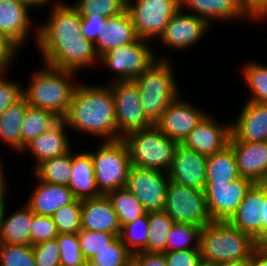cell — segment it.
Wrapping results in <instances>:
<instances>
[{"mask_svg":"<svg viewBox=\"0 0 267 266\" xmlns=\"http://www.w3.org/2000/svg\"><path fill=\"white\" fill-rule=\"evenodd\" d=\"M135 28L129 12L108 17L106 27H103L100 35L94 42V47L100 58L108 51L138 40Z\"/></svg>","mask_w":267,"mask_h":266,"instance_id":"obj_25","label":"cell"},{"mask_svg":"<svg viewBox=\"0 0 267 266\" xmlns=\"http://www.w3.org/2000/svg\"><path fill=\"white\" fill-rule=\"evenodd\" d=\"M36 266H59L60 249L57 239L48 240L32 246Z\"/></svg>","mask_w":267,"mask_h":266,"instance_id":"obj_45","label":"cell"},{"mask_svg":"<svg viewBox=\"0 0 267 266\" xmlns=\"http://www.w3.org/2000/svg\"><path fill=\"white\" fill-rule=\"evenodd\" d=\"M132 253L118 236L112 243L97 252L87 266H130Z\"/></svg>","mask_w":267,"mask_h":266,"instance_id":"obj_37","label":"cell"},{"mask_svg":"<svg viewBox=\"0 0 267 266\" xmlns=\"http://www.w3.org/2000/svg\"><path fill=\"white\" fill-rule=\"evenodd\" d=\"M43 65L44 67L33 72L27 87L22 88L23 98L28 105L49 110L63 119L69 110L72 94L78 84L73 83L78 72Z\"/></svg>","mask_w":267,"mask_h":266,"instance_id":"obj_3","label":"cell"},{"mask_svg":"<svg viewBox=\"0 0 267 266\" xmlns=\"http://www.w3.org/2000/svg\"><path fill=\"white\" fill-rule=\"evenodd\" d=\"M241 71L251 91L248 100L267 104V65L251 61L243 64Z\"/></svg>","mask_w":267,"mask_h":266,"instance_id":"obj_35","label":"cell"},{"mask_svg":"<svg viewBox=\"0 0 267 266\" xmlns=\"http://www.w3.org/2000/svg\"><path fill=\"white\" fill-rule=\"evenodd\" d=\"M73 6L81 16L112 17L126 11L127 0H77Z\"/></svg>","mask_w":267,"mask_h":266,"instance_id":"obj_40","label":"cell"},{"mask_svg":"<svg viewBox=\"0 0 267 266\" xmlns=\"http://www.w3.org/2000/svg\"><path fill=\"white\" fill-rule=\"evenodd\" d=\"M148 40L138 39L126 45L116 47L99 58L104 66L116 78L112 81L133 80L157 60V54Z\"/></svg>","mask_w":267,"mask_h":266,"instance_id":"obj_8","label":"cell"},{"mask_svg":"<svg viewBox=\"0 0 267 266\" xmlns=\"http://www.w3.org/2000/svg\"><path fill=\"white\" fill-rule=\"evenodd\" d=\"M235 120L231 121L232 141H267V104L247 101ZM234 121V122H233Z\"/></svg>","mask_w":267,"mask_h":266,"instance_id":"obj_20","label":"cell"},{"mask_svg":"<svg viewBox=\"0 0 267 266\" xmlns=\"http://www.w3.org/2000/svg\"><path fill=\"white\" fill-rule=\"evenodd\" d=\"M30 8L15 0H0V35L4 36L18 50L26 45L32 30L37 42L38 27L31 29ZM29 37V38H28Z\"/></svg>","mask_w":267,"mask_h":266,"instance_id":"obj_19","label":"cell"},{"mask_svg":"<svg viewBox=\"0 0 267 266\" xmlns=\"http://www.w3.org/2000/svg\"><path fill=\"white\" fill-rule=\"evenodd\" d=\"M106 196L117 214L121 228L147 213L126 187L110 191Z\"/></svg>","mask_w":267,"mask_h":266,"instance_id":"obj_34","label":"cell"},{"mask_svg":"<svg viewBox=\"0 0 267 266\" xmlns=\"http://www.w3.org/2000/svg\"><path fill=\"white\" fill-rule=\"evenodd\" d=\"M15 1L21 2L27 5L29 8L31 7L33 8V7H43L48 4L50 6V4L53 3V1L55 0H15Z\"/></svg>","mask_w":267,"mask_h":266,"instance_id":"obj_54","label":"cell"},{"mask_svg":"<svg viewBox=\"0 0 267 266\" xmlns=\"http://www.w3.org/2000/svg\"><path fill=\"white\" fill-rule=\"evenodd\" d=\"M179 8V0H127L126 10L138 38L153 41L164 33L170 18Z\"/></svg>","mask_w":267,"mask_h":266,"instance_id":"obj_10","label":"cell"},{"mask_svg":"<svg viewBox=\"0 0 267 266\" xmlns=\"http://www.w3.org/2000/svg\"><path fill=\"white\" fill-rule=\"evenodd\" d=\"M228 144L236 156L239 175L253 183H264L267 179V141H232L229 138Z\"/></svg>","mask_w":267,"mask_h":266,"instance_id":"obj_21","label":"cell"},{"mask_svg":"<svg viewBox=\"0 0 267 266\" xmlns=\"http://www.w3.org/2000/svg\"><path fill=\"white\" fill-rule=\"evenodd\" d=\"M5 75L0 76V115L23 97L22 86Z\"/></svg>","mask_w":267,"mask_h":266,"instance_id":"obj_46","label":"cell"},{"mask_svg":"<svg viewBox=\"0 0 267 266\" xmlns=\"http://www.w3.org/2000/svg\"><path fill=\"white\" fill-rule=\"evenodd\" d=\"M267 240V185L265 184V196L263 204L262 244Z\"/></svg>","mask_w":267,"mask_h":266,"instance_id":"obj_53","label":"cell"},{"mask_svg":"<svg viewBox=\"0 0 267 266\" xmlns=\"http://www.w3.org/2000/svg\"><path fill=\"white\" fill-rule=\"evenodd\" d=\"M72 175L69 189L76 199L84 200L102 196L99 192L96 180L94 165L91 154L88 151L72 153Z\"/></svg>","mask_w":267,"mask_h":266,"instance_id":"obj_26","label":"cell"},{"mask_svg":"<svg viewBox=\"0 0 267 266\" xmlns=\"http://www.w3.org/2000/svg\"><path fill=\"white\" fill-rule=\"evenodd\" d=\"M180 9H190L191 15L204 19L209 25L212 21L239 20L246 18L238 4V0H179ZM185 7V8H184Z\"/></svg>","mask_w":267,"mask_h":266,"instance_id":"obj_27","label":"cell"},{"mask_svg":"<svg viewBox=\"0 0 267 266\" xmlns=\"http://www.w3.org/2000/svg\"><path fill=\"white\" fill-rule=\"evenodd\" d=\"M206 169L207 156L179 143L167 174L172 182L204 191Z\"/></svg>","mask_w":267,"mask_h":266,"instance_id":"obj_18","label":"cell"},{"mask_svg":"<svg viewBox=\"0 0 267 266\" xmlns=\"http://www.w3.org/2000/svg\"><path fill=\"white\" fill-rule=\"evenodd\" d=\"M248 266H267V251L258 246L248 260Z\"/></svg>","mask_w":267,"mask_h":266,"instance_id":"obj_52","label":"cell"},{"mask_svg":"<svg viewBox=\"0 0 267 266\" xmlns=\"http://www.w3.org/2000/svg\"><path fill=\"white\" fill-rule=\"evenodd\" d=\"M264 196L265 183H254L235 213L227 221L231 226L250 235L258 246L262 245Z\"/></svg>","mask_w":267,"mask_h":266,"instance_id":"obj_16","label":"cell"},{"mask_svg":"<svg viewBox=\"0 0 267 266\" xmlns=\"http://www.w3.org/2000/svg\"><path fill=\"white\" fill-rule=\"evenodd\" d=\"M230 135L231 120L221 124L208 112L181 144L208 157L226 147Z\"/></svg>","mask_w":267,"mask_h":266,"instance_id":"obj_17","label":"cell"},{"mask_svg":"<svg viewBox=\"0 0 267 266\" xmlns=\"http://www.w3.org/2000/svg\"><path fill=\"white\" fill-rule=\"evenodd\" d=\"M168 185L166 172L131 165L125 187L146 212H152L164 209Z\"/></svg>","mask_w":267,"mask_h":266,"instance_id":"obj_12","label":"cell"},{"mask_svg":"<svg viewBox=\"0 0 267 266\" xmlns=\"http://www.w3.org/2000/svg\"><path fill=\"white\" fill-rule=\"evenodd\" d=\"M81 204L82 200L75 199L52 215L58 234H77L81 230Z\"/></svg>","mask_w":267,"mask_h":266,"instance_id":"obj_39","label":"cell"},{"mask_svg":"<svg viewBox=\"0 0 267 266\" xmlns=\"http://www.w3.org/2000/svg\"><path fill=\"white\" fill-rule=\"evenodd\" d=\"M3 162L1 161V159H0V199H7L6 197H7V194H6V192H7V189L8 188H6L7 186H6V181H5V178H4V170H3V168H2V164Z\"/></svg>","mask_w":267,"mask_h":266,"instance_id":"obj_55","label":"cell"},{"mask_svg":"<svg viewBox=\"0 0 267 266\" xmlns=\"http://www.w3.org/2000/svg\"><path fill=\"white\" fill-rule=\"evenodd\" d=\"M72 150L65 155L43 161L34 170L40 181L69 186L72 175Z\"/></svg>","mask_w":267,"mask_h":266,"instance_id":"obj_31","label":"cell"},{"mask_svg":"<svg viewBox=\"0 0 267 266\" xmlns=\"http://www.w3.org/2000/svg\"><path fill=\"white\" fill-rule=\"evenodd\" d=\"M148 213V242L141 252L163 254L166 252V240L174 221L164 211Z\"/></svg>","mask_w":267,"mask_h":266,"instance_id":"obj_32","label":"cell"},{"mask_svg":"<svg viewBox=\"0 0 267 266\" xmlns=\"http://www.w3.org/2000/svg\"><path fill=\"white\" fill-rule=\"evenodd\" d=\"M173 66L166 56L164 59L158 57L145 72L133 79L141 92L144 114L153 125L161 119L166 108L181 94Z\"/></svg>","mask_w":267,"mask_h":266,"instance_id":"obj_4","label":"cell"},{"mask_svg":"<svg viewBox=\"0 0 267 266\" xmlns=\"http://www.w3.org/2000/svg\"><path fill=\"white\" fill-rule=\"evenodd\" d=\"M37 180L38 184L25 202L37 215L52 216L59 208L76 199L68 186Z\"/></svg>","mask_w":267,"mask_h":266,"instance_id":"obj_24","label":"cell"},{"mask_svg":"<svg viewBox=\"0 0 267 266\" xmlns=\"http://www.w3.org/2000/svg\"><path fill=\"white\" fill-rule=\"evenodd\" d=\"M115 100L110 85H82L74 89L66 116L68 128L102 141L118 140Z\"/></svg>","mask_w":267,"mask_h":266,"instance_id":"obj_2","label":"cell"},{"mask_svg":"<svg viewBox=\"0 0 267 266\" xmlns=\"http://www.w3.org/2000/svg\"><path fill=\"white\" fill-rule=\"evenodd\" d=\"M163 210L174 223L191 224L203 228L213 222L207 208L204 191L170 180Z\"/></svg>","mask_w":267,"mask_h":266,"instance_id":"obj_9","label":"cell"},{"mask_svg":"<svg viewBox=\"0 0 267 266\" xmlns=\"http://www.w3.org/2000/svg\"><path fill=\"white\" fill-rule=\"evenodd\" d=\"M198 266H215V264L209 263V262H206V261H202Z\"/></svg>","mask_w":267,"mask_h":266,"instance_id":"obj_58","label":"cell"},{"mask_svg":"<svg viewBox=\"0 0 267 266\" xmlns=\"http://www.w3.org/2000/svg\"><path fill=\"white\" fill-rule=\"evenodd\" d=\"M81 17V34L84 38L89 39L94 43L97 39V36L100 35L103 27H106L108 17L99 14Z\"/></svg>","mask_w":267,"mask_h":266,"instance_id":"obj_48","label":"cell"},{"mask_svg":"<svg viewBox=\"0 0 267 266\" xmlns=\"http://www.w3.org/2000/svg\"><path fill=\"white\" fill-rule=\"evenodd\" d=\"M6 201L7 199H0V226H1V222H2V218H3V215H4V212H5V209L6 208Z\"/></svg>","mask_w":267,"mask_h":266,"instance_id":"obj_57","label":"cell"},{"mask_svg":"<svg viewBox=\"0 0 267 266\" xmlns=\"http://www.w3.org/2000/svg\"><path fill=\"white\" fill-rule=\"evenodd\" d=\"M210 25L202 18L184 13L180 8L172 15L158 40L171 49L184 51L205 36ZM184 49V50H183Z\"/></svg>","mask_w":267,"mask_h":266,"instance_id":"obj_14","label":"cell"},{"mask_svg":"<svg viewBox=\"0 0 267 266\" xmlns=\"http://www.w3.org/2000/svg\"><path fill=\"white\" fill-rule=\"evenodd\" d=\"M6 209L0 226V243L12 245H31L30 231L33 212L24 203L21 209L13 213H6ZM8 216V217H7Z\"/></svg>","mask_w":267,"mask_h":266,"instance_id":"obj_28","label":"cell"},{"mask_svg":"<svg viewBox=\"0 0 267 266\" xmlns=\"http://www.w3.org/2000/svg\"><path fill=\"white\" fill-rule=\"evenodd\" d=\"M253 184L241 176L230 183H206L204 194L212 221L227 222Z\"/></svg>","mask_w":267,"mask_h":266,"instance_id":"obj_13","label":"cell"},{"mask_svg":"<svg viewBox=\"0 0 267 266\" xmlns=\"http://www.w3.org/2000/svg\"><path fill=\"white\" fill-rule=\"evenodd\" d=\"M148 213L121 228L120 238L132 253L141 252L148 242Z\"/></svg>","mask_w":267,"mask_h":266,"instance_id":"obj_38","label":"cell"},{"mask_svg":"<svg viewBox=\"0 0 267 266\" xmlns=\"http://www.w3.org/2000/svg\"><path fill=\"white\" fill-rule=\"evenodd\" d=\"M243 15L254 22L267 18V0H238Z\"/></svg>","mask_w":267,"mask_h":266,"instance_id":"obj_49","label":"cell"},{"mask_svg":"<svg viewBox=\"0 0 267 266\" xmlns=\"http://www.w3.org/2000/svg\"><path fill=\"white\" fill-rule=\"evenodd\" d=\"M68 129L64 119H59L51 128L32 139L22 150L34 157V170L43 161L68 153L72 148L66 133Z\"/></svg>","mask_w":267,"mask_h":266,"instance_id":"obj_22","label":"cell"},{"mask_svg":"<svg viewBox=\"0 0 267 266\" xmlns=\"http://www.w3.org/2000/svg\"><path fill=\"white\" fill-rule=\"evenodd\" d=\"M81 229L120 236L121 226L117 214L106 195L82 200Z\"/></svg>","mask_w":267,"mask_h":266,"instance_id":"obj_23","label":"cell"},{"mask_svg":"<svg viewBox=\"0 0 267 266\" xmlns=\"http://www.w3.org/2000/svg\"><path fill=\"white\" fill-rule=\"evenodd\" d=\"M261 247L267 251V240L261 245Z\"/></svg>","mask_w":267,"mask_h":266,"instance_id":"obj_59","label":"cell"},{"mask_svg":"<svg viewBox=\"0 0 267 266\" xmlns=\"http://www.w3.org/2000/svg\"><path fill=\"white\" fill-rule=\"evenodd\" d=\"M215 266H248V260L221 262V263L215 264Z\"/></svg>","mask_w":267,"mask_h":266,"instance_id":"obj_56","label":"cell"},{"mask_svg":"<svg viewBox=\"0 0 267 266\" xmlns=\"http://www.w3.org/2000/svg\"><path fill=\"white\" fill-rule=\"evenodd\" d=\"M0 266H36L32 245L0 243Z\"/></svg>","mask_w":267,"mask_h":266,"instance_id":"obj_42","label":"cell"},{"mask_svg":"<svg viewBox=\"0 0 267 266\" xmlns=\"http://www.w3.org/2000/svg\"><path fill=\"white\" fill-rule=\"evenodd\" d=\"M97 151L90 152L94 165L95 180L99 192L106 195L126 186L131 160L122 139L102 141Z\"/></svg>","mask_w":267,"mask_h":266,"instance_id":"obj_7","label":"cell"},{"mask_svg":"<svg viewBox=\"0 0 267 266\" xmlns=\"http://www.w3.org/2000/svg\"><path fill=\"white\" fill-rule=\"evenodd\" d=\"M239 177L236 156L229 144L207 157L206 183H230Z\"/></svg>","mask_w":267,"mask_h":266,"instance_id":"obj_30","label":"cell"},{"mask_svg":"<svg viewBox=\"0 0 267 266\" xmlns=\"http://www.w3.org/2000/svg\"><path fill=\"white\" fill-rule=\"evenodd\" d=\"M181 98L179 94L155 124L165 136L174 139L178 143H182L207 114L200 108H196L193 103H188V101Z\"/></svg>","mask_w":267,"mask_h":266,"instance_id":"obj_15","label":"cell"},{"mask_svg":"<svg viewBox=\"0 0 267 266\" xmlns=\"http://www.w3.org/2000/svg\"><path fill=\"white\" fill-rule=\"evenodd\" d=\"M201 229L196 225L174 223L166 240V251L200 249Z\"/></svg>","mask_w":267,"mask_h":266,"instance_id":"obj_36","label":"cell"},{"mask_svg":"<svg viewBox=\"0 0 267 266\" xmlns=\"http://www.w3.org/2000/svg\"><path fill=\"white\" fill-rule=\"evenodd\" d=\"M27 106L22 97L0 115V140L19 153L22 152L21 127Z\"/></svg>","mask_w":267,"mask_h":266,"instance_id":"obj_29","label":"cell"},{"mask_svg":"<svg viewBox=\"0 0 267 266\" xmlns=\"http://www.w3.org/2000/svg\"><path fill=\"white\" fill-rule=\"evenodd\" d=\"M163 255L167 266H198L203 261L200 249L166 251Z\"/></svg>","mask_w":267,"mask_h":266,"instance_id":"obj_47","label":"cell"},{"mask_svg":"<svg viewBox=\"0 0 267 266\" xmlns=\"http://www.w3.org/2000/svg\"><path fill=\"white\" fill-rule=\"evenodd\" d=\"M122 140L128 148L131 165L166 173L173 162L176 147L179 144L174 139L165 136L156 125L130 132Z\"/></svg>","mask_w":267,"mask_h":266,"instance_id":"obj_6","label":"cell"},{"mask_svg":"<svg viewBox=\"0 0 267 266\" xmlns=\"http://www.w3.org/2000/svg\"><path fill=\"white\" fill-rule=\"evenodd\" d=\"M30 240L31 245L56 239L58 236L56 224L52 216L37 215L33 212V219L31 223Z\"/></svg>","mask_w":267,"mask_h":266,"instance_id":"obj_44","label":"cell"},{"mask_svg":"<svg viewBox=\"0 0 267 266\" xmlns=\"http://www.w3.org/2000/svg\"><path fill=\"white\" fill-rule=\"evenodd\" d=\"M59 119L49 110L28 105L21 127L22 150L27 143L51 128Z\"/></svg>","mask_w":267,"mask_h":266,"instance_id":"obj_33","label":"cell"},{"mask_svg":"<svg viewBox=\"0 0 267 266\" xmlns=\"http://www.w3.org/2000/svg\"><path fill=\"white\" fill-rule=\"evenodd\" d=\"M18 49L4 36L0 35V76L7 73L8 66L17 57ZM13 60V61H12Z\"/></svg>","mask_w":267,"mask_h":266,"instance_id":"obj_50","label":"cell"},{"mask_svg":"<svg viewBox=\"0 0 267 266\" xmlns=\"http://www.w3.org/2000/svg\"><path fill=\"white\" fill-rule=\"evenodd\" d=\"M83 257L88 262L97 252L107 247L118 236L113 233L81 229L77 233Z\"/></svg>","mask_w":267,"mask_h":266,"instance_id":"obj_41","label":"cell"},{"mask_svg":"<svg viewBox=\"0 0 267 266\" xmlns=\"http://www.w3.org/2000/svg\"><path fill=\"white\" fill-rule=\"evenodd\" d=\"M132 266H167L163 254L138 252L132 254Z\"/></svg>","mask_w":267,"mask_h":266,"instance_id":"obj_51","label":"cell"},{"mask_svg":"<svg viewBox=\"0 0 267 266\" xmlns=\"http://www.w3.org/2000/svg\"><path fill=\"white\" fill-rule=\"evenodd\" d=\"M257 247L250 235L228 222L213 221L201 229L200 252L209 263L249 260Z\"/></svg>","mask_w":267,"mask_h":266,"instance_id":"obj_5","label":"cell"},{"mask_svg":"<svg viewBox=\"0 0 267 266\" xmlns=\"http://www.w3.org/2000/svg\"><path fill=\"white\" fill-rule=\"evenodd\" d=\"M111 82L109 85L115 100L118 140L130 132L151 127L153 124L144 114L141 92L136 82L134 80Z\"/></svg>","mask_w":267,"mask_h":266,"instance_id":"obj_11","label":"cell"},{"mask_svg":"<svg viewBox=\"0 0 267 266\" xmlns=\"http://www.w3.org/2000/svg\"><path fill=\"white\" fill-rule=\"evenodd\" d=\"M55 3V4H54ZM48 20L38 27L37 48L43 64L80 73L98 66L94 43L81 34L82 17L73 5L53 1Z\"/></svg>","mask_w":267,"mask_h":266,"instance_id":"obj_1","label":"cell"},{"mask_svg":"<svg viewBox=\"0 0 267 266\" xmlns=\"http://www.w3.org/2000/svg\"><path fill=\"white\" fill-rule=\"evenodd\" d=\"M56 239L59 244L62 266H87L77 234H58Z\"/></svg>","mask_w":267,"mask_h":266,"instance_id":"obj_43","label":"cell"}]
</instances>
